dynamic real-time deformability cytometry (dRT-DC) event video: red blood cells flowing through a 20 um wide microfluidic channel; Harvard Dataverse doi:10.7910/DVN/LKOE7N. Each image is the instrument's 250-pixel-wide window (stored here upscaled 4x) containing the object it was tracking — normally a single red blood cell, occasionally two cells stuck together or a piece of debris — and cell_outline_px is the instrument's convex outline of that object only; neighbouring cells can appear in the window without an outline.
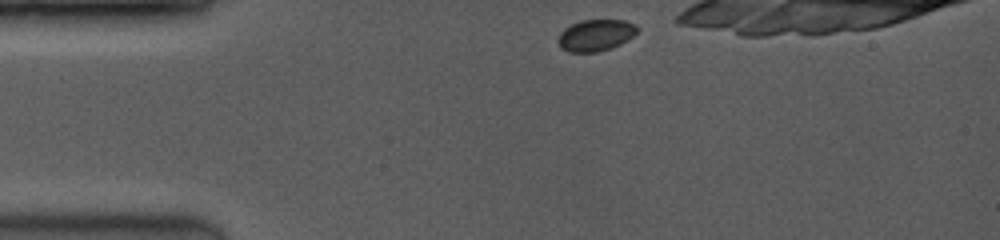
{"species": "common noctule bat (a hibernating species)", "species_latin": "Nyctalus noctula", "temperature_condition": "room temperature", "stored_images_in_passage": 19, "camera_frame_rate_fps": 3500, "um_per_image_px": 0.085, "animal": {"sex": "female", "body_mass_g": 19.0, "forearm_length_mm": 53.3}, "frame": {"image": 1, "passage_image": 1, "time_ms": 0.0, "image_size_px": [1000, 240], "cell_outline_px": [[636, 32], [628, 40], [612, 48], [596, 52], [568, 52], [560, 48], [560, 32], [564, 28], [580, 20], [624, 20], [636, 24]], "centroid_in_image_um": [50.63, 2.99], "position_along_channel_um": 34.4, "area_um2": 14.45}}
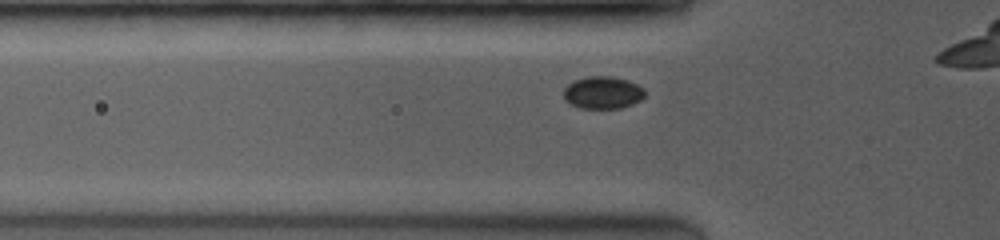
{"frame": {"image": 2, "passage_image": 9, "time_ms": 2.0, "image_size_px": [1000, 240], "cell_outline_px": [[644, 96], [640, 100], [632, 104], [620, 108], [580, 108], [564, 100], [564, 88], [572, 80], [588, 76], [612, 76], [628, 80], [644, 88]], "centroid_in_image_um": [51.22, 7.86], "position_along_channel_um": 74.6, "area_um2": 15.37}}
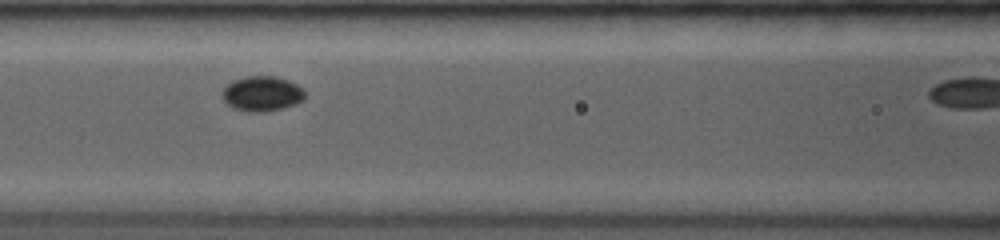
{"frame": {"image": 3, "passage_image": 15, "time_ms": 3.714, "image_size_px": [1000, 240], "cell_outline_px": [[304, 100], [296, 104], [264, 112], [248, 112], [232, 108], [224, 100], [224, 88], [232, 80], [248, 76], [276, 76], [288, 80], [296, 84], [304, 92]], "centroid_in_image_um": [22.27, 7.96], "position_along_channel_um": 144.3, "area_um2": 16.7}}